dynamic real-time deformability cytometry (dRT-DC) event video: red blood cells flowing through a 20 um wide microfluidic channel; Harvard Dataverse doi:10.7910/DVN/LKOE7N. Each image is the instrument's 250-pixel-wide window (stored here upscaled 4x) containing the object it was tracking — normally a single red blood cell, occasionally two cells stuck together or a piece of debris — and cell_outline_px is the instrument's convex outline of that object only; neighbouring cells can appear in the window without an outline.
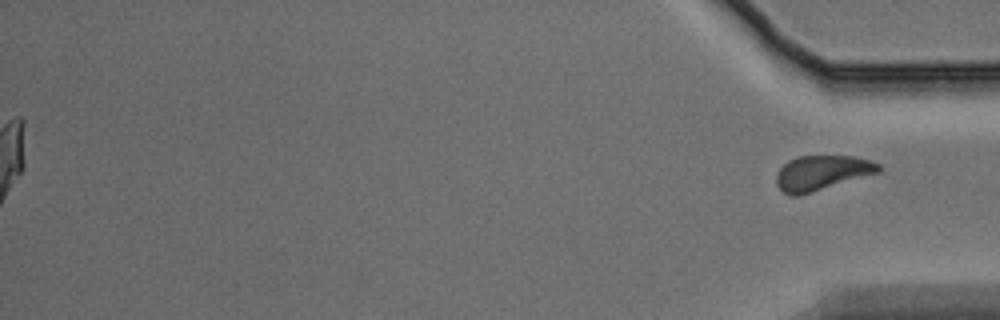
{"species": "Egyptian fruit bat (a non-hibernating species)", "species_latin": "Rousettus aegyptiacus", "temperature_condition": "warm", "stored_images_in_passage": 46, "segment_of_instrument_passage": [2, 2], "camera_frame_rate_fps": 3000, "um_per_image_px": 0.085, "animal": {"sex": "male"}, "frame": {"image": 1, "passage_image": 46, "time_ms": 15.0, "image_size_px": [1000, 320], "cell_outline_px": [[880, 172], [800, 196], [792, 196], [784, 192], [776, 184], [776, 172], [788, 160], [796, 156], [852, 156], [872, 160], [880, 164]], "centroid_in_image_um": [69.85, 14.69], "position_along_channel_um": 365.4, "area_um2": 20.92}}